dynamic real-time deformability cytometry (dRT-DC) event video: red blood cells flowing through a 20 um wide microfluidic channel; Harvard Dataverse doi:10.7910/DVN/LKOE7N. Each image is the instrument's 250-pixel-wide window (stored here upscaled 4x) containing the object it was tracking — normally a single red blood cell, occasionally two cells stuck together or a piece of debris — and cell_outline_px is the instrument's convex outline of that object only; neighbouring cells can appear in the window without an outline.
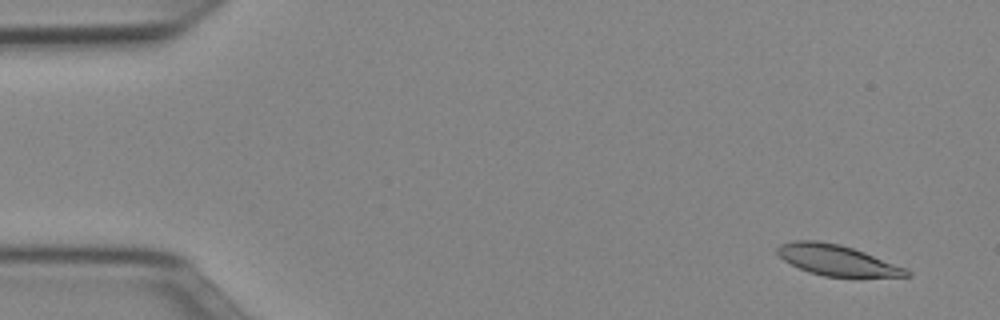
{"species": "Egyptian fruit bat (a non-hibernating species)", "species_latin": "Rousettus aegyptiacus", "temperature_condition": "cold", "stored_images_in_passage": 49, "camera_frame_rate_fps": 3000, "um_per_image_px": 0.085, "animal": {"sex": "female"}, "frame": {"image": 1, "passage_image": 1, "time_ms": 0.0, "image_size_px": [1000, 320], "cell_outline_px": [[912, 276], [824, 276], [808, 272], [784, 260], [776, 252], [776, 248], [780, 244], [792, 240], [816, 240], [840, 244], [864, 252], [904, 268], [912, 272]], "centroid_in_image_um": [71.08, 22.1], "position_along_channel_um": 13.9, "area_um2": 22.66}}
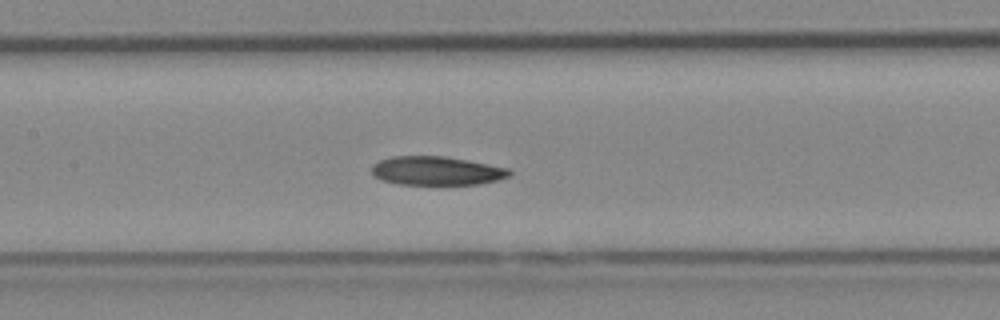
{"frame": {"image": 2, "passage_image": 22, "time_ms": 7.0, "image_size_px": [1000, 320], "cell_outline_px": [[512, 172], [508, 176], [496, 180], [480, 184], [396, 184], [380, 180], [372, 172], [372, 164], [380, 160], [392, 156], [444, 156], [468, 160], [512, 168]], "centroid_in_image_um": [37.12, 14.51], "position_along_channel_um": 170.3, "area_um2": 23.18}}
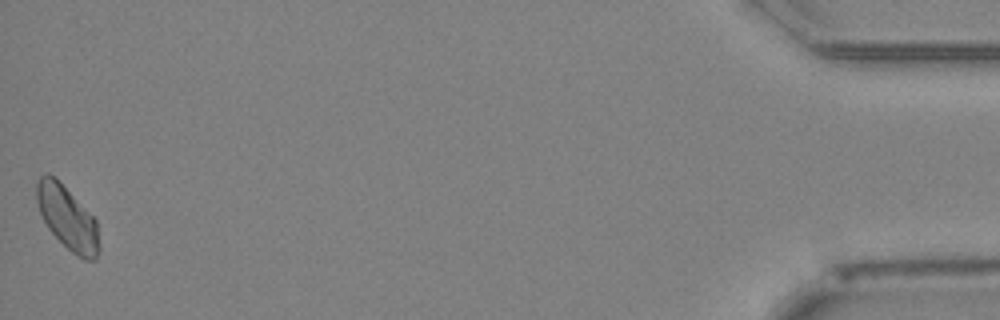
{"frame": {"image": 3, "passage_image": 49, "time_ms": 16.0, "image_size_px": [1000, 320], "cell_outline_px": [[100, 252], [96, 260], [84, 260], [72, 252], [48, 228], [40, 212], [36, 200], [36, 180], [44, 172], [48, 172], [96, 220], [100, 244]], "centroid_in_image_um": [5.73, 18.56], "position_along_channel_um": 429.5, "area_um2": 22.6}, "authors_computed_cell_mechanics": {"area_um2": 23.4668, "velocity_mm_per_s": 3.9238, "shape_relaxation_time_tau1_ms": 9.8628, "shape_relaxation_time_tau2_ms": null, "deformation_change_tau1": 0.157, "deformation_change_tau2": null}}